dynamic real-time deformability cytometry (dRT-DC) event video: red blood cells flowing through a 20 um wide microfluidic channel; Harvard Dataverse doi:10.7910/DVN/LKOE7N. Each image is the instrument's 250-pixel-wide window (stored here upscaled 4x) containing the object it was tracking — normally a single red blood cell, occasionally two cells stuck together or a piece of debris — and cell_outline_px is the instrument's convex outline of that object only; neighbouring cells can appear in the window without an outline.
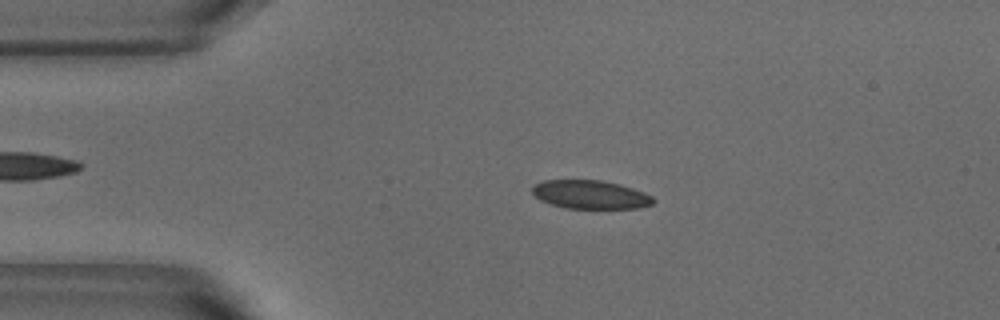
{"species": "common noctule bat (a hibernating species)", "species_latin": "Nyctalus noctula", "temperature_condition": "warm", "stored_images_in_passage": 52, "camera_frame_rate_fps": 3000, "um_per_image_px": 0.085, "animal": {"sex": "male", "body_mass_g": 18.8}, "frame": {"image": 1, "passage_image": 10, "time_ms": 3.0, "image_size_px": [1000, 320], "cell_outline_px": [[656, 200], [652, 204], [636, 208], [564, 208], [540, 200], [532, 192], [532, 188], [536, 184], [544, 180], [600, 180], [620, 184], [644, 192], [652, 196]], "centroid_in_image_um": [50.19, 16.53], "position_along_channel_um": 34.8, "area_um2": 20.0}}
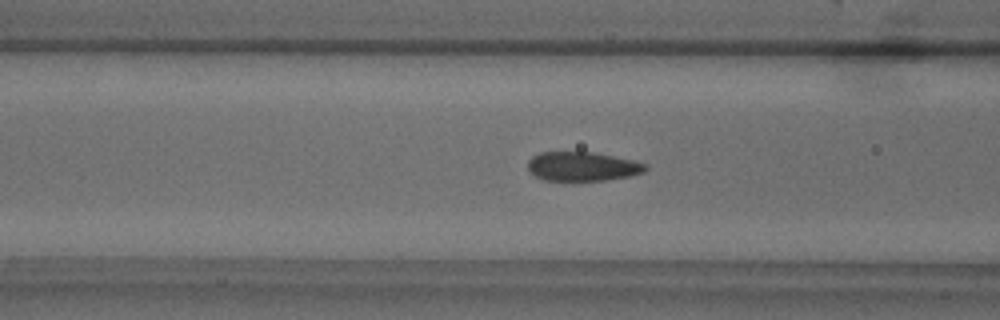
{"frame": {"image": 2, "passage_image": 19, "time_ms": 6.0, "image_size_px": [1000, 320], "cell_outline_px": [[648, 168], [644, 172], [628, 176], [604, 180], [540, 180], [532, 176], [528, 168], [528, 160], [532, 156], [540, 152], [592, 152], [636, 160], [648, 164]], "centroid_in_image_um": [49.49, 14.14], "position_along_channel_um": 117.1, "area_um2": 20.17}}
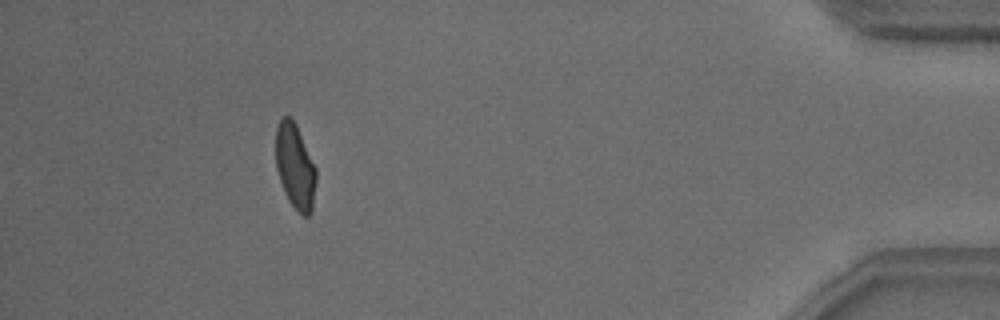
{"frame": {"image": 3, "passage_image": 47, "time_ms": 15.333, "image_size_px": [1000, 320], "cell_outline_px": [[316, 180], [312, 212], [308, 216], [304, 216], [288, 200], [284, 192], [276, 168], [276, 128], [280, 120], [284, 116], [288, 116], [296, 124], [316, 168]], "centroid_in_image_um": [25.09, 14.15], "position_along_channel_um": 410.1, "area_um2": 19.83}, "authors_computed_cell_mechanics": {"area_um2": 20.7213, "velocity_mm_per_s": 3.7949, "shape_relaxation_time_tau1_ms": 6.9577, "shape_relaxation_time_tau2_ms": null, "deformation_change_tau1": 0.1553, "deformation_change_tau2": null}}